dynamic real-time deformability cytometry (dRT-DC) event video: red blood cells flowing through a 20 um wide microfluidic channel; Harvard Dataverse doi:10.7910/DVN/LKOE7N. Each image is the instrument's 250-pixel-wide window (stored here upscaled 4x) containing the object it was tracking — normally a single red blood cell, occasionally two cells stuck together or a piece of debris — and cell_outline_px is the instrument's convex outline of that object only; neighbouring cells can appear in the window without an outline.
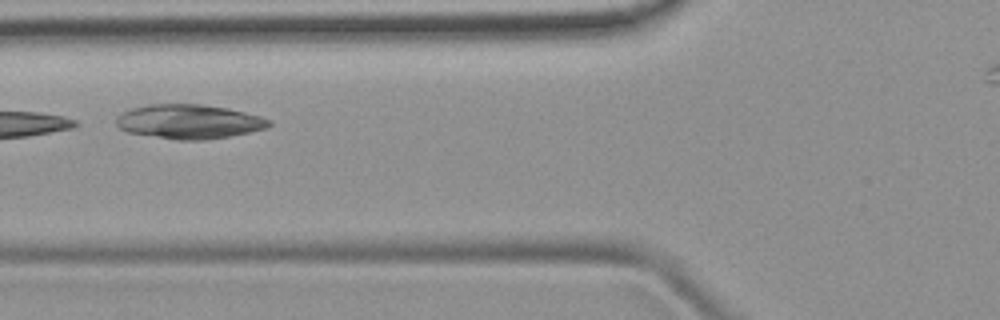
{"species": "common noctule bat (a hibernating species)", "species_latin": "Nyctalus noctula", "temperature_condition": "room temperature", "stored_images_in_passage": 5, "camera_frame_rate_fps": 3000, "um_per_image_px": 0.085, "animal": {"sex": "female", "body_mass_g": 19.9}, "frame": {"image": 1, "passage_image": 4, "time_ms": 3.667, "image_size_px": [1000, 320], "cell_outline_px": [[272, 124], [268, 128], [228, 136], [204, 140], [176, 140], [128, 132], [120, 128], [116, 124], [116, 116], [120, 112], [132, 108], [148, 104], [200, 104], [228, 108], [260, 116], [272, 120]], "centroid_in_image_um": [16.06, 10.33], "position_along_channel_um": 109.7, "area_um2": 30.63}}
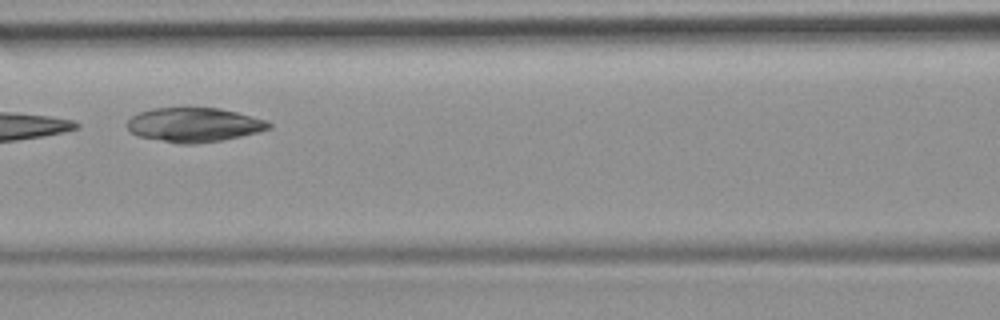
{"frame": {"image": 2, "passage_image": 5, "time_ms": 4.667, "image_size_px": [1000, 320], "cell_outline_px": [[272, 128], [240, 136], [220, 140], [196, 144], [180, 144], [136, 136], [128, 128], [128, 120], [132, 116], [140, 112], [152, 108], [188, 104], [220, 108], [268, 120], [272, 124]], "centroid_in_image_um": [16.48, 10.56], "position_along_channel_um": 150.1, "area_um2": 29.19}}